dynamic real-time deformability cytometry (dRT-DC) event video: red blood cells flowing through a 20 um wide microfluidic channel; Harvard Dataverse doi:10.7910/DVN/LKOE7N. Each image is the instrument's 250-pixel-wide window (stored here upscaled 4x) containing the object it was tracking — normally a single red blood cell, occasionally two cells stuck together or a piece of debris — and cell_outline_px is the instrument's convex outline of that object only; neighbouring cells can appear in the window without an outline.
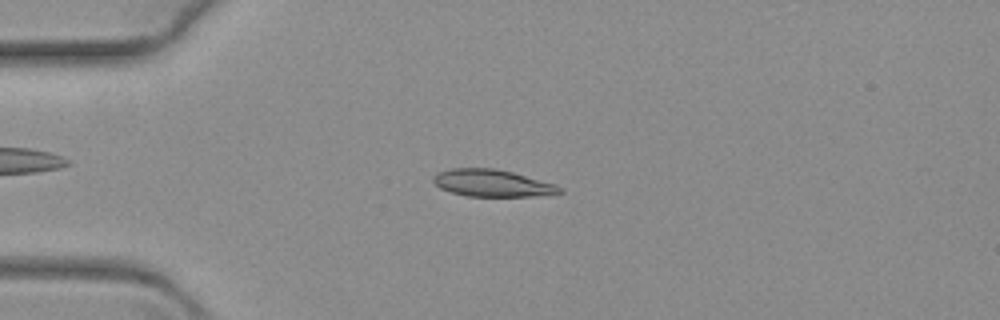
{"species": "common noctule bat (a hibernating species)", "species_latin": "Nyctalus noctula", "temperature_condition": "warm", "stored_images_in_passage": 64, "camera_frame_rate_fps": 3000, "um_per_image_px": 0.085, "animal": {"sex": "female", "body_mass_g": 19.3, "forearm_length_mm": 54.1}, "frame": {"image": 1, "passage_image": 16, "time_ms": 5.0, "image_size_px": [1000, 320], "cell_outline_px": [[564, 192], [552, 196], [468, 196], [452, 192], [440, 188], [432, 180], [432, 176], [436, 172], [452, 168], [496, 168], [512, 172], [556, 184], [564, 188]], "centroid_in_image_um": [41.9, 15.57], "position_along_channel_um": 43.1, "area_um2": 20.23}}
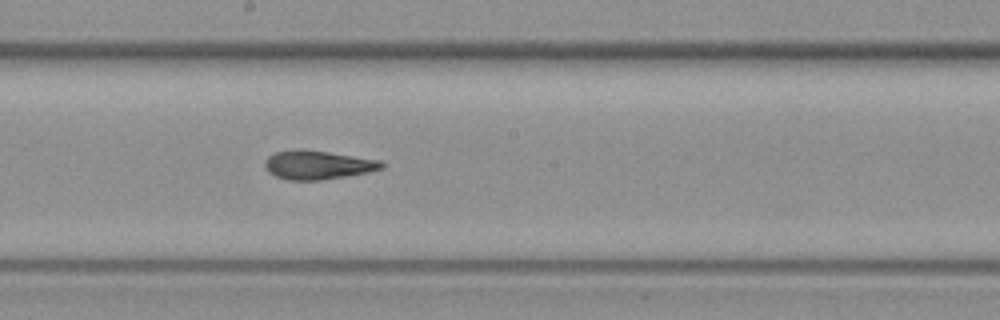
{"frame": {"image": 2, "passage_image": 35, "time_ms": 11.333, "image_size_px": [1000, 320], "cell_outline_px": [[384, 168], [368, 172], [348, 176], [320, 180], [288, 180], [276, 176], [268, 172], [264, 164], [264, 160], [268, 156], [276, 152], [296, 148], [300, 148], [328, 152], [380, 160], [384, 164]], "centroid_in_image_um": [26.98, 14.01], "position_along_channel_um": 221.2, "area_um2": 19.71}}
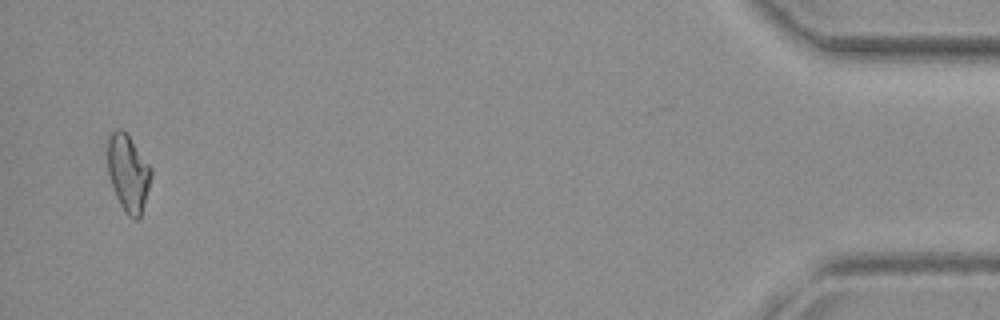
{"frame": {"image": 3, "passage_image": 62, "time_ms": 20.333, "image_size_px": [1000, 320], "cell_outline_px": [[152, 176], [140, 216], [136, 220], [128, 216], [124, 212], [116, 196], [108, 172], [108, 136], [116, 128], [120, 128], [128, 136], [152, 168]], "centroid_in_image_um": [10.89, 14.71], "position_along_channel_um": 424.3, "area_um2": 19.19}}